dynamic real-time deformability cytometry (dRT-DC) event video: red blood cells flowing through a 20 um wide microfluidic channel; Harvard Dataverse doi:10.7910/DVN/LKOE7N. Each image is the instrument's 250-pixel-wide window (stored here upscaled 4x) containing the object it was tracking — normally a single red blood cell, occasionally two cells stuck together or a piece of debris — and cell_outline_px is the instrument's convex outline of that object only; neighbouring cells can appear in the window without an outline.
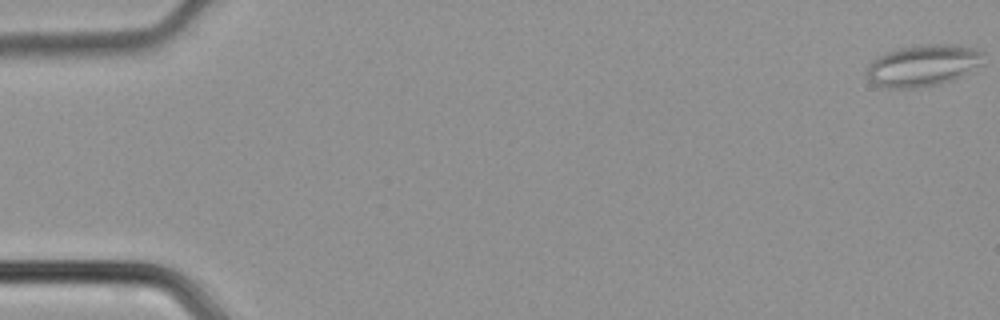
{"species": "common noctule bat (a hibernating species)", "species_latin": "Nyctalus noctula", "temperature_condition": "cold", "stored_images_in_passage": 10, "camera_frame_rate_fps": 3000, "um_per_image_px": 0.085, "animal": {"sex": "male", "body_mass_g": 21.5, "forearm_length_mm": 52.0}, "frame": {"image": 1, "passage_image": 1, "time_ms": 0.0, "image_size_px": [1000, 320], "cell_outline_px": [[984, 64], [976, 72], [952, 80], [936, 84], [916, 88], [884, 88], [868, 80], [868, 64], [872, 60], [884, 52], [900, 48], [928, 44], [956, 44], [976, 48], [984, 52]], "centroid_in_image_um": [78.55, 5.56], "position_along_channel_um": 6.5, "area_um2": 28.9}}